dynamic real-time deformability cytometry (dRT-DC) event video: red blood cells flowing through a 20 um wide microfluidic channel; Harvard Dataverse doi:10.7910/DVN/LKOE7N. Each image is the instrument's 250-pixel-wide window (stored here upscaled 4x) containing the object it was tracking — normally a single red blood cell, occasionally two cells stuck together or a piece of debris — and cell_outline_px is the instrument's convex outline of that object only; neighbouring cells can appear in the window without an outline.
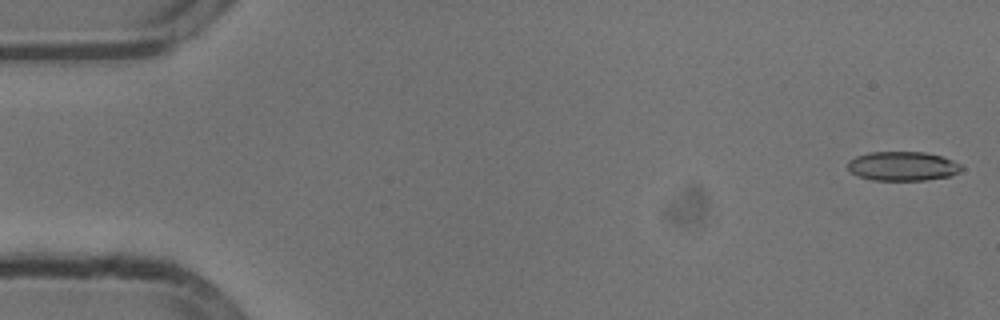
{"species": "common noctule bat (a hibernating species)", "species_latin": "Nyctalus noctula", "temperature_condition": "cold", "stored_images_in_passage": 14, "camera_frame_rate_fps": 3000, "um_per_image_px": 0.085, "animal": {"sex": "male", "body_mass_g": 13.3}, "frame": {"image": 1, "passage_image": 1, "time_ms": 0.0, "image_size_px": [1000, 320], "cell_outline_px": [[964, 168], [960, 172], [948, 176], [924, 180], [872, 180], [856, 176], [848, 168], [848, 160], [856, 156], [868, 152], [924, 152], [940, 156], [952, 160], [960, 164]], "centroid_in_image_um": [76.7, 14.12], "position_along_channel_um": 8.3, "area_um2": 19.36}}